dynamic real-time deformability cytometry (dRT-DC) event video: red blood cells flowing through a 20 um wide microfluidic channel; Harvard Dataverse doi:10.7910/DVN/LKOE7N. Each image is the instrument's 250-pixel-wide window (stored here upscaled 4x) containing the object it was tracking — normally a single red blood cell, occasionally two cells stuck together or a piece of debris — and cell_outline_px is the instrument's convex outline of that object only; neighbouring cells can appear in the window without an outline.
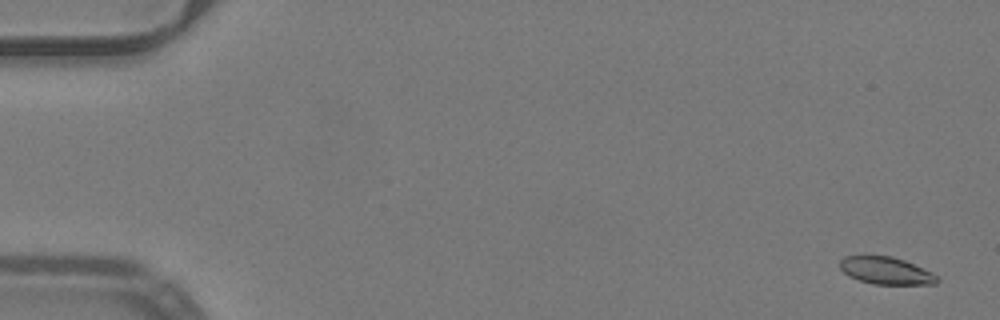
{"species": "common noctule bat (a hibernating species)", "species_latin": "Nyctalus noctula", "temperature_condition": "warm", "stored_images_in_passage": 5, "camera_frame_rate_fps": 3000, "um_per_image_px": 0.085, "animal": {"sex": "male", "body_mass_g": 19.2, "forearm_length_mm": 51.8}, "frame": {"image": 1, "passage_image": 2, "time_ms": 0.333, "image_size_px": [1000, 320], "cell_outline_px": [[940, 280], [936, 284], [872, 284], [848, 276], [840, 268], [840, 260], [844, 256], [892, 256], [904, 260], [932, 272], [940, 276]], "centroid_in_image_um": [75.34, 23.01], "position_along_channel_um": 9.7, "area_um2": 15.49}}